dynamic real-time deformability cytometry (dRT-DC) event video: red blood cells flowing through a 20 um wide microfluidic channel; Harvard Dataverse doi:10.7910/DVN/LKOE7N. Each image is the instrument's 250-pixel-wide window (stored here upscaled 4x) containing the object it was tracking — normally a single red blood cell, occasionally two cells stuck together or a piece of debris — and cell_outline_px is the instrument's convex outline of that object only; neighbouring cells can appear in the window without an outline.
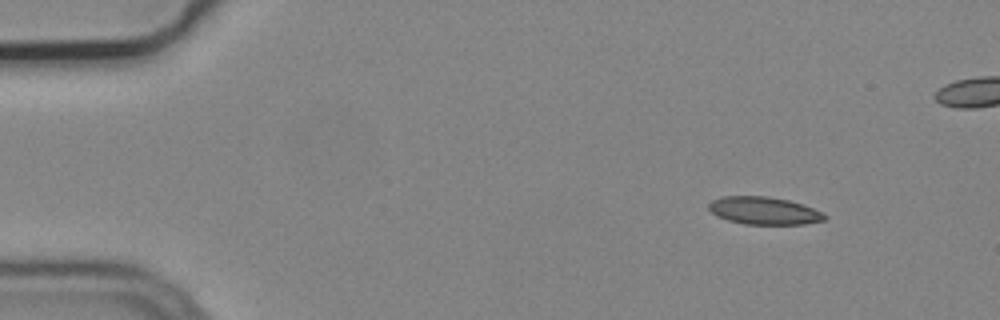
{"species": "common noctule bat (a hibernating species)", "species_latin": "Nyctalus noctula", "temperature_condition": "cold", "stored_images_in_passage": 8, "camera_frame_rate_fps": 3000, "um_per_image_px": 0.085, "animal": {"sex": "male", "body_mass_g": 19.2, "forearm_length_mm": 51.8}, "frame": {"image": 1, "passage_image": 1, "time_ms": 0.0, "image_size_px": [1000, 320], "cell_outline_px": [[828, 216], [824, 220], [804, 224], [744, 224], [728, 220], [716, 216], [708, 208], [708, 204], [712, 200], [720, 196], [768, 196], [788, 200], [804, 204], [824, 212]], "centroid_in_image_um": [64.95, 17.9], "position_along_channel_um": 20.0, "area_um2": 18.84}}
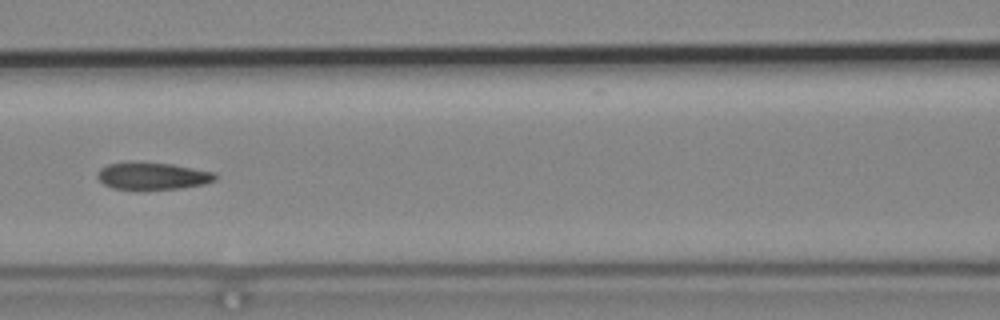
{"frame": {"image": 2, "passage_image": 6, "time_ms": 1.667, "image_size_px": [1000, 320], "cell_outline_px": [[216, 180], [204, 184], [180, 188], [112, 188], [104, 184], [96, 176], [96, 172], [100, 168], [108, 164], [172, 164], [216, 172]], "centroid_in_image_um": [13.01, 14.97], "position_along_channel_um": 153.6, "area_um2": 17.8}}
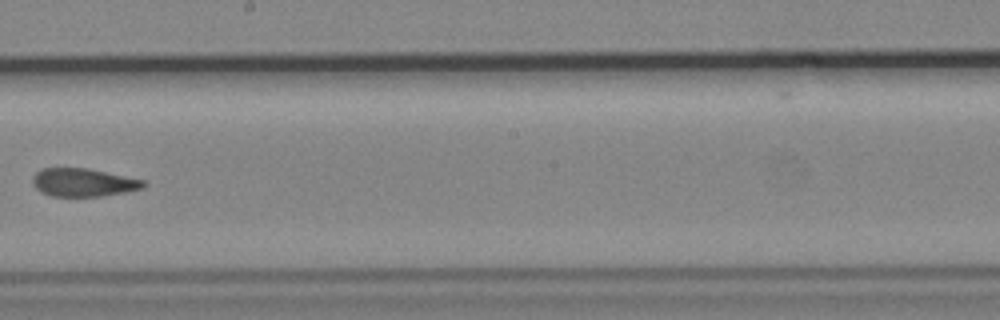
{"frame": {"image": 3, "passage_image": 8, "time_ms": 2.333, "image_size_px": [1000, 320], "cell_outline_px": [[148, 184], [140, 188], [128, 192], [100, 196], [52, 196], [40, 192], [32, 184], [32, 176], [40, 168], [88, 168], [144, 180]], "centroid_in_image_um": [7.05, 15.5], "position_along_channel_um": 241.1, "area_um2": 18.26}}